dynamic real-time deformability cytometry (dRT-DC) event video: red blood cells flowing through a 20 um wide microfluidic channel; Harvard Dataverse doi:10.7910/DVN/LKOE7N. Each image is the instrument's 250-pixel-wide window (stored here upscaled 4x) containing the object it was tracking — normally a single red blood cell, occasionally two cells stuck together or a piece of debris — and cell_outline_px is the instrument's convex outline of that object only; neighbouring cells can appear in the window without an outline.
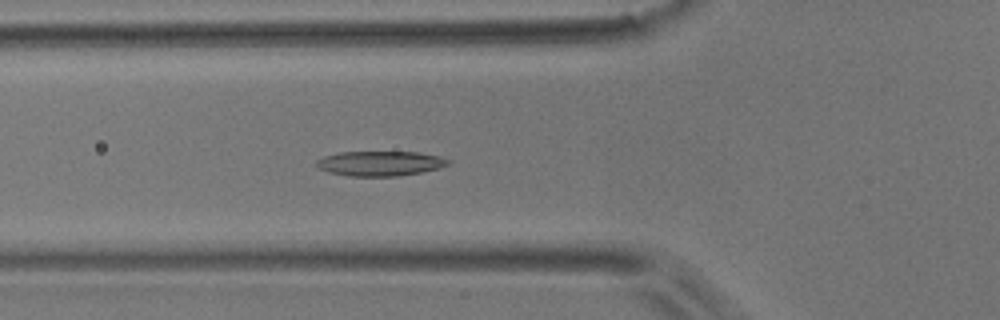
{"species": "common noctule bat (a hibernating species)", "species_latin": "Nyctalus noctula", "temperature_condition": "room temperature", "stored_images_in_passage": 55, "camera_frame_rate_fps": 3000, "um_per_image_px": 0.085, "animal": {"sex": "male", "body_mass_g": 17.9}, "frame": {"image": 1, "passage_image": 19, "time_ms": 6.0, "image_size_px": [1000, 320], "cell_outline_px": [[452, 160], [448, 164], [440, 168], [420, 172], [396, 176], [348, 176], [328, 172], [320, 168], [316, 164], [316, 160], [324, 156], [340, 152], [416, 152], [440, 156]], "centroid_in_image_um": [32.32, 13.89], "position_along_channel_um": 93.5, "area_um2": 19.02}}
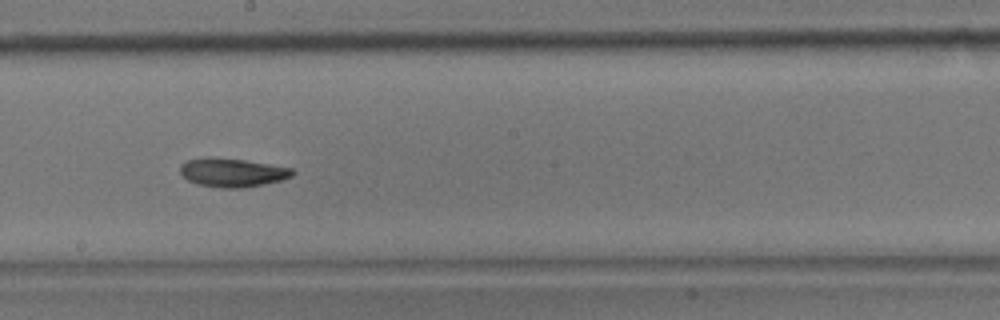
{"frame": {"image": 2, "passage_image": 30, "time_ms": 9.667, "image_size_px": [1000, 320], "cell_outline_px": [[296, 172], [292, 176], [280, 180], [264, 184], [244, 188], [220, 188], [196, 184], [188, 180], [180, 172], [180, 164], [184, 160], [204, 156], [208, 156], [244, 160], [292, 168]], "centroid_in_image_um": [19.7, 14.65], "position_along_channel_um": 228.5, "area_um2": 19.02}}
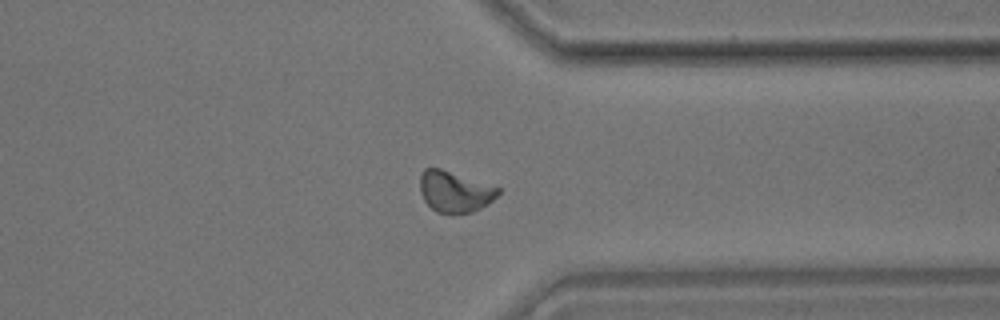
{"frame": {"image": 3, "passage_image": 42, "time_ms": 13.667, "image_size_px": [1000, 320], "cell_outline_px": [[500, 192], [488, 204], [472, 212], [436, 212], [424, 200], [420, 192], [420, 176], [424, 168], [440, 168], [500, 188]], "centroid_in_image_um": [38.63, 16.27], "position_along_channel_um": 372.8, "area_um2": 18.32}, "authors_computed_cell_mechanics": {"area_um2": 18.9584, "velocity_mm_per_s": 3.6645, "shape_relaxation_time_tau1_ms": null, "shape_relaxation_time_tau2_ms": 4.0573, "deformation_change_tau1": null, "deformation_change_tau2": 0.0979}}